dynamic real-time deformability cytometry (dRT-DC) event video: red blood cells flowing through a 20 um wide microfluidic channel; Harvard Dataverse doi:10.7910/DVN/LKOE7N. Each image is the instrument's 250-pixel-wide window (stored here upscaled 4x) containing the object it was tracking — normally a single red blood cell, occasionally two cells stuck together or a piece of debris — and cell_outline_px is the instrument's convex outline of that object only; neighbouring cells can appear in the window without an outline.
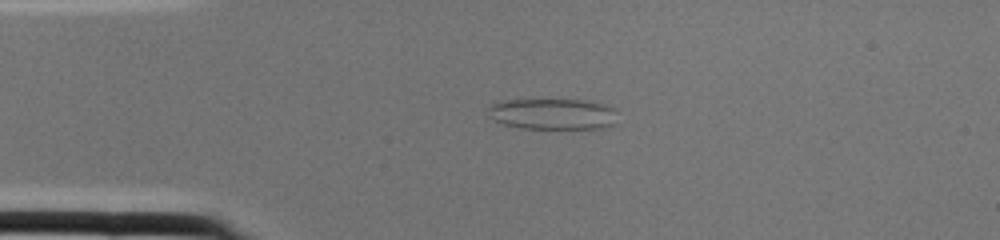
{"species": "common noctule bat (a hibernating species)", "species_latin": "Nyctalus noctula", "temperature_condition": "cold", "stored_images_in_passage": 1, "camera_frame_rate_fps": 3000, "um_per_image_px": 0.085, "animal": {"sex": "female", "body_mass_g": 22.0, "forearm_length_mm": 56.7}, "frame": {"image": 1, "passage_image": 1, "time_ms": 0.0, "image_size_px": [1000, 240], "cell_outline_px": [[616, 124], [600, 128], [520, 128], [504, 124], [488, 116], [488, 108], [492, 104], [504, 100], [584, 100], [616, 108]], "centroid_in_image_um": [46.99, 9.69], "position_along_channel_um": 38.0, "area_um2": 23.24}}